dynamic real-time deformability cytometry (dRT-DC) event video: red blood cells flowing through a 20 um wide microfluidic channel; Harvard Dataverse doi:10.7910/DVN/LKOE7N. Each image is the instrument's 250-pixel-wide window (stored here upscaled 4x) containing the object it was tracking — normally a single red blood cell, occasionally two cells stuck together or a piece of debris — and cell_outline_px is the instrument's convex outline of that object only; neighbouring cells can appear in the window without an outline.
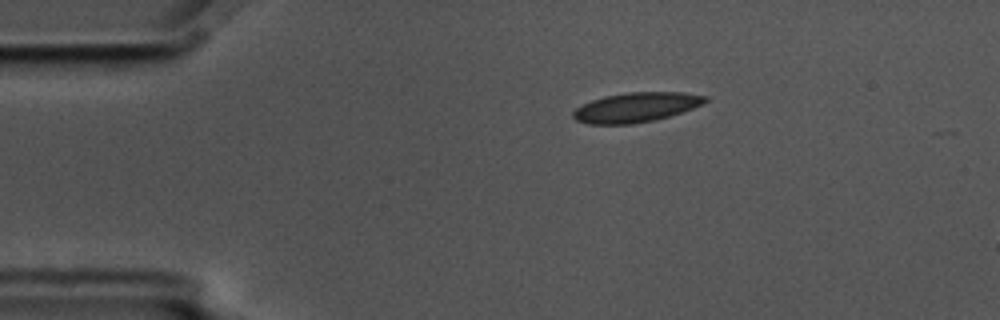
{"species": "common noctule bat (a hibernating species)", "species_latin": "Nyctalus noctula", "temperature_condition": "cold", "stored_images_in_passage": 3, "segment_of_instrument_passage": [1, 2], "camera_frame_rate_fps": 3000, "um_per_image_px": 0.085, "animal": {"sex": "male", "body_mass_g": 17.5, "forearm_length_mm": 52.3}, "frame": {"image": 1, "passage_image": 1, "time_ms": 0.0, "image_size_px": [1000, 320], "cell_outline_px": [[708, 100], [704, 104], [656, 120], [632, 124], [588, 124], [576, 120], [572, 116], [572, 112], [576, 108], [592, 100], [604, 96], [624, 92], [684, 92], [708, 96]], "centroid_in_image_um": [54.07, 9.11], "position_along_channel_um": 30.9, "area_um2": 22.89}}